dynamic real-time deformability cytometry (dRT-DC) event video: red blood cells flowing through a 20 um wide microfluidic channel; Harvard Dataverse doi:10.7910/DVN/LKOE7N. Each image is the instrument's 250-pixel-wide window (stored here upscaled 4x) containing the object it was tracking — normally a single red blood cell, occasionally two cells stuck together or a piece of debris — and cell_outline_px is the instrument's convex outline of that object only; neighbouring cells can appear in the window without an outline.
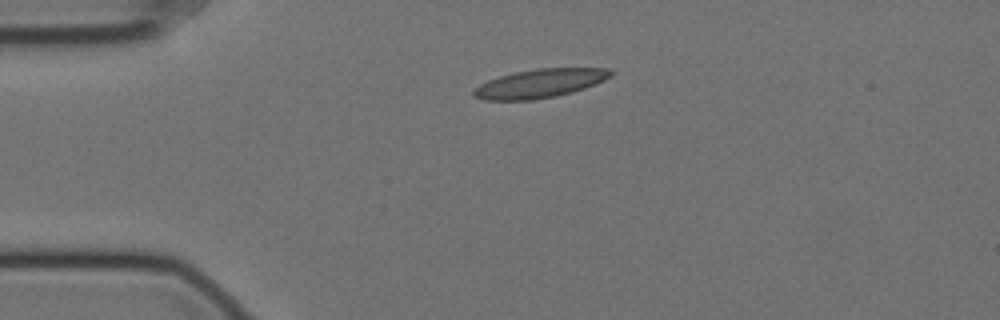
{"species": "Egyptian fruit bat (a non-hibernating species)", "species_latin": "Rousettus aegyptiacus", "temperature_condition": "cold", "stored_images_in_passage": 40, "camera_frame_rate_fps": 3000, "um_per_image_px": 0.085, "animal": {"sex": "female"}, "frame": {"image": 1, "passage_image": 1, "time_ms": 0.0, "image_size_px": [1000, 320], "cell_outline_px": [[612, 76], [604, 80], [584, 88], [572, 92], [556, 96], [532, 100], [484, 100], [472, 96], [472, 92], [480, 84], [488, 80], [500, 76], [516, 72], [540, 68], [608, 68], [612, 72]], "centroid_in_image_um": [45.88, 7.09], "position_along_channel_um": 39.1, "area_um2": 22.77}}
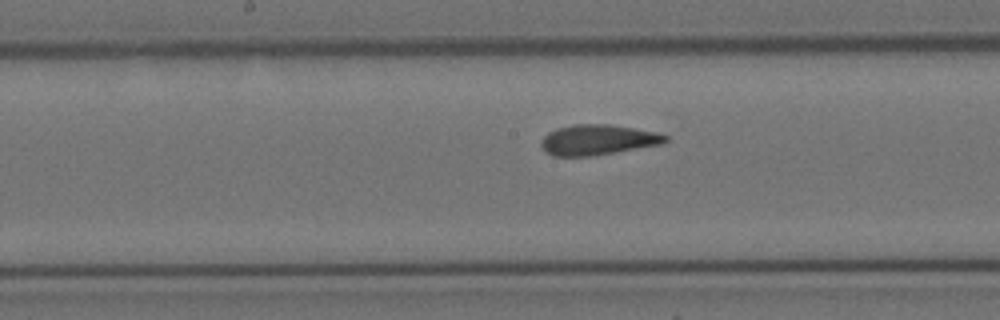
{"frame": {"image": 2, "passage_image": 17, "time_ms": 5.333, "image_size_px": [1000, 320], "cell_outline_px": [[668, 140], [664, 144], [592, 156], [552, 156], [544, 152], [540, 144], [540, 140], [548, 132], [556, 128], [572, 124], [608, 124], [660, 132], [668, 136]], "centroid_in_image_um": [50.81, 11.88], "position_along_channel_um": 197.4, "area_um2": 22.37}}
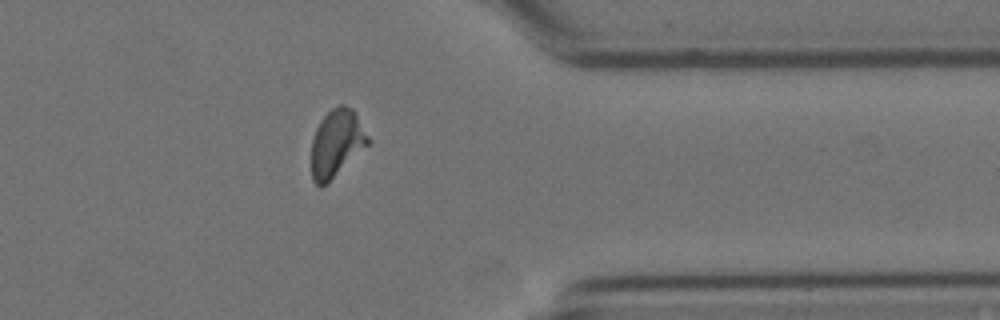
{"frame": {"image": 3, "passage_image": 34, "time_ms": 11.0, "image_size_px": [1000, 320], "cell_outline_px": [[372, 140], [368, 144], [320, 188], [312, 180], [312, 140], [316, 128], [320, 120], [332, 108], [340, 104], [344, 104], [352, 108], [356, 112]], "centroid_in_image_um": [28.62, 12.11], "position_along_channel_um": 382.8, "area_um2": 21.96}, "authors_computed_cell_mechanics": {"area_um2": 22.253, "velocity_mm_per_s": 3.4941, "shape_relaxation_time_tau1_ms": 8.7196, "shape_relaxation_time_tau2_ms": 1.4192, "deformation_change_tau1": 0.2251, "deformation_change_tau2": 0.0855}}